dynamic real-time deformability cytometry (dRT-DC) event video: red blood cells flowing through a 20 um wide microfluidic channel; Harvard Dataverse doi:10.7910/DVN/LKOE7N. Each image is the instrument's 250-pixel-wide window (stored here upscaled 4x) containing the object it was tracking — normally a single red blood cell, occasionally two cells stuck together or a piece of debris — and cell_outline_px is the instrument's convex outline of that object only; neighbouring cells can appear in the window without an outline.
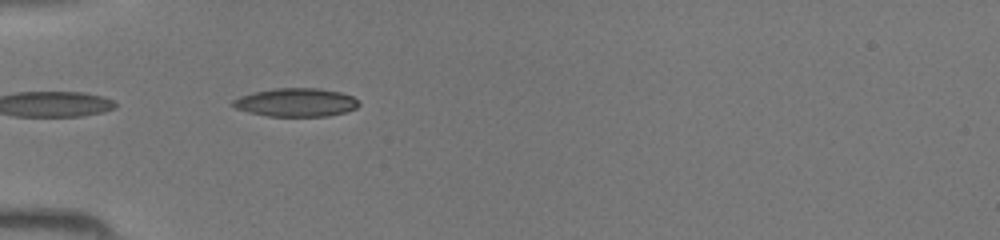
{"species": "common noctule bat (a hibernating species)", "species_latin": "Nyctalus noctula", "temperature_condition": "room temperature", "stored_images_in_passage": 3, "camera_frame_rate_fps": 3000, "um_per_image_px": 0.085, "animal": {"sex": "female", "body_mass_g": 19.5, "forearm_length_mm": 54.1}, "frame": {"image": 1, "passage_image": 1, "time_ms": 0.0, "image_size_px": [1000, 240], "cell_outline_px": [[360, 104], [356, 108], [344, 112], [328, 116], [268, 116], [248, 112], [236, 108], [232, 104], [232, 100], [240, 96], [252, 92], [276, 88], [320, 88], [340, 92], [352, 96]], "centroid_in_image_um": [25.15, 8.7], "position_along_channel_um": 59.9, "area_um2": 20.81}}